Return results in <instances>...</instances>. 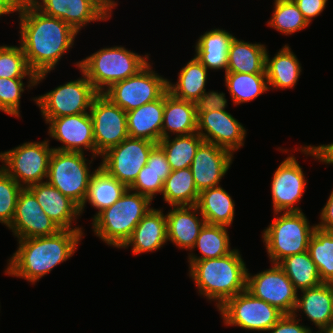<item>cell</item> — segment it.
<instances>
[{
    "label": "cell",
    "instance_id": "obj_52",
    "mask_svg": "<svg viewBox=\"0 0 333 333\" xmlns=\"http://www.w3.org/2000/svg\"><path fill=\"white\" fill-rule=\"evenodd\" d=\"M321 333H333V323L320 330Z\"/></svg>",
    "mask_w": 333,
    "mask_h": 333
},
{
    "label": "cell",
    "instance_id": "obj_28",
    "mask_svg": "<svg viewBox=\"0 0 333 333\" xmlns=\"http://www.w3.org/2000/svg\"><path fill=\"white\" fill-rule=\"evenodd\" d=\"M296 55L288 45H284L277 54L270 59L266 52L265 72L269 90L291 89L297 84L302 69Z\"/></svg>",
    "mask_w": 333,
    "mask_h": 333
},
{
    "label": "cell",
    "instance_id": "obj_50",
    "mask_svg": "<svg viewBox=\"0 0 333 333\" xmlns=\"http://www.w3.org/2000/svg\"><path fill=\"white\" fill-rule=\"evenodd\" d=\"M19 0H0V16L16 12Z\"/></svg>",
    "mask_w": 333,
    "mask_h": 333
},
{
    "label": "cell",
    "instance_id": "obj_8",
    "mask_svg": "<svg viewBox=\"0 0 333 333\" xmlns=\"http://www.w3.org/2000/svg\"><path fill=\"white\" fill-rule=\"evenodd\" d=\"M50 140L25 142L14 149L0 153L1 168L22 188H28L47 179L53 148Z\"/></svg>",
    "mask_w": 333,
    "mask_h": 333
},
{
    "label": "cell",
    "instance_id": "obj_13",
    "mask_svg": "<svg viewBox=\"0 0 333 333\" xmlns=\"http://www.w3.org/2000/svg\"><path fill=\"white\" fill-rule=\"evenodd\" d=\"M93 122L95 157L128 138L127 114L103 93L92 100L89 110Z\"/></svg>",
    "mask_w": 333,
    "mask_h": 333
},
{
    "label": "cell",
    "instance_id": "obj_49",
    "mask_svg": "<svg viewBox=\"0 0 333 333\" xmlns=\"http://www.w3.org/2000/svg\"><path fill=\"white\" fill-rule=\"evenodd\" d=\"M320 221L317 228L325 231L333 232V190L329 198L320 212Z\"/></svg>",
    "mask_w": 333,
    "mask_h": 333
},
{
    "label": "cell",
    "instance_id": "obj_47",
    "mask_svg": "<svg viewBox=\"0 0 333 333\" xmlns=\"http://www.w3.org/2000/svg\"><path fill=\"white\" fill-rule=\"evenodd\" d=\"M304 18L310 24L325 9L328 0H293Z\"/></svg>",
    "mask_w": 333,
    "mask_h": 333
},
{
    "label": "cell",
    "instance_id": "obj_5",
    "mask_svg": "<svg viewBox=\"0 0 333 333\" xmlns=\"http://www.w3.org/2000/svg\"><path fill=\"white\" fill-rule=\"evenodd\" d=\"M149 55H139L123 46L105 47L76 62L97 93L114 83L135 75L147 63Z\"/></svg>",
    "mask_w": 333,
    "mask_h": 333
},
{
    "label": "cell",
    "instance_id": "obj_6",
    "mask_svg": "<svg viewBox=\"0 0 333 333\" xmlns=\"http://www.w3.org/2000/svg\"><path fill=\"white\" fill-rule=\"evenodd\" d=\"M274 213L275 218L263 230L262 240L271 264H279L294 254L308 251V245L316 224L310 226L303 212Z\"/></svg>",
    "mask_w": 333,
    "mask_h": 333
},
{
    "label": "cell",
    "instance_id": "obj_41",
    "mask_svg": "<svg viewBox=\"0 0 333 333\" xmlns=\"http://www.w3.org/2000/svg\"><path fill=\"white\" fill-rule=\"evenodd\" d=\"M23 188L0 167V223L9 226L14 218L17 199Z\"/></svg>",
    "mask_w": 333,
    "mask_h": 333
},
{
    "label": "cell",
    "instance_id": "obj_27",
    "mask_svg": "<svg viewBox=\"0 0 333 333\" xmlns=\"http://www.w3.org/2000/svg\"><path fill=\"white\" fill-rule=\"evenodd\" d=\"M235 36L223 29H213L201 35L195 45V57L209 70L224 69L228 65V51Z\"/></svg>",
    "mask_w": 333,
    "mask_h": 333
},
{
    "label": "cell",
    "instance_id": "obj_1",
    "mask_svg": "<svg viewBox=\"0 0 333 333\" xmlns=\"http://www.w3.org/2000/svg\"><path fill=\"white\" fill-rule=\"evenodd\" d=\"M16 12L20 45L38 85L72 48L78 33L63 20L43 14L29 0H19Z\"/></svg>",
    "mask_w": 333,
    "mask_h": 333
},
{
    "label": "cell",
    "instance_id": "obj_38",
    "mask_svg": "<svg viewBox=\"0 0 333 333\" xmlns=\"http://www.w3.org/2000/svg\"><path fill=\"white\" fill-rule=\"evenodd\" d=\"M308 252L324 283H333V232L316 228L310 238Z\"/></svg>",
    "mask_w": 333,
    "mask_h": 333
},
{
    "label": "cell",
    "instance_id": "obj_32",
    "mask_svg": "<svg viewBox=\"0 0 333 333\" xmlns=\"http://www.w3.org/2000/svg\"><path fill=\"white\" fill-rule=\"evenodd\" d=\"M208 69L194 56L178 73L176 84L168 79V92L179 99L195 102L206 91Z\"/></svg>",
    "mask_w": 333,
    "mask_h": 333
},
{
    "label": "cell",
    "instance_id": "obj_35",
    "mask_svg": "<svg viewBox=\"0 0 333 333\" xmlns=\"http://www.w3.org/2000/svg\"><path fill=\"white\" fill-rule=\"evenodd\" d=\"M225 86L236 105L253 101L269 90L266 73H225Z\"/></svg>",
    "mask_w": 333,
    "mask_h": 333
},
{
    "label": "cell",
    "instance_id": "obj_46",
    "mask_svg": "<svg viewBox=\"0 0 333 333\" xmlns=\"http://www.w3.org/2000/svg\"><path fill=\"white\" fill-rule=\"evenodd\" d=\"M146 165L158 173L163 181L166 180L172 171L163 149L158 144L151 149Z\"/></svg>",
    "mask_w": 333,
    "mask_h": 333
},
{
    "label": "cell",
    "instance_id": "obj_39",
    "mask_svg": "<svg viewBox=\"0 0 333 333\" xmlns=\"http://www.w3.org/2000/svg\"><path fill=\"white\" fill-rule=\"evenodd\" d=\"M27 88L36 86L37 75L30 69L22 46H0V78H25Z\"/></svg>",
    "mask_w": 333,
    "mask_h": 333
},
{
    "label": "cell",
    "instance_id": "obj_19",
    "mask_svg": "<svg viewBox=\"0 0 333 333\" xmlns=\"http://www.w3.org/2000/svg\"><path fill=\"white\" fill-rule=\"evenodd\" d=\"M233 161V154L215 144L203 141L190 165L195 186L199 192L220 185Z\"/></svg>",
    "mask_w": 333,
    "mask_h": 333
},
{
    "label": "cell",
    "instance_id": "obj_24",
    "mask_svg": "<svg viewBox=\"0 0 333 333\" xmlns=\"http://www.w3.org/2000/svg\"><path fill=\"white\" fill-rule=\"evenodd\" d=\"M163 112L164 94L155 101L126 112L129 137L158 143L162 139Z\"/></svg>",
    "mask_w": 333,
    "mask_h": 333
},
{
    "label": "cell",
    "instance_id": "obj_45",
    "mask_svg": "<svg viewBox=\"0 0 333 333\" xmlns=\"http://www.w3.org/2000/svg\"><path fill=\"white\" fill-rule=\"evenodd\" d=\"M297 314H284L268 331L270 333H311L312 329L300 324Z\"/></svg>",
    "mask_w": 333,
    "mask_h": 333
},
{
    "label": "cell",
    "instance_id": "obj_18",
    "mask_svg": "<svg viewBox=\"0 0 333 333\" xmlns=\"http://www.w3.org/2000/svg\"><path fill=\"white\" fill-rule=\"evenodd\" d=\"M197 133L204 141L222 147L233 155L244 146L247 134L243 125L226 110L202 113L197 118Z\"/></svg>",
    "mask_w": 333,
    "mask_h": 333
},
{
    "label": "cell",
    "instance_id": "obj_51",
    "mask_svg": "<svg viewBox=\"0 0 333 333\" xmlns=\"http://www.w3.org/2000/svg\"><path fill=\"white\" fill-rule=\"evenodd\" d=\"M99 7L101 10L111 18L112 9L116 7L118 4L114 0H97Z\"/></svg>",
    "mask_w": 333,
    "mask_h": 333
},
{
    "label": "cell",
    "instance_id": "obj_9",
    "mask_svg": "<svg viewBox=\"0 0 333 333\" xmlns=\"http://www.w3.org/2000/svg\"><path fill=\"white\" fill-rule=\"evenodd\" d=\"M80 72L81 78L66 82L33 99L46 123L52 118L89 112L92 100L98 93L86 75L81 70Z\"/></svg>",
    "mask_w": 333,
    "mask_h": 333
},
{
    "label": "cell",
    "instance_id": "obj_23",
    "mask_svg": "<svg viewBox=\"0 0 333 333\" xmlns=\"http://www.w3.org/2000/svg\"><path fill=\"white\" fill-rule=\"evenodd\" d=\"M167 242L166 215L162 209L151 208L121 248L132 246V253L139 255L157 251Z\"/></svg>",
    "mask_w": 333,
    "mask_h": 333
},
{
    "label": "cell",
    "instance_id": "obj_15",
    "mask_svg": "<svg viewBox=\"0 0 333 333\" xmlns=\"http://www.w3.org/2000/svg\"><path fill=\"white\" fill-rule=\"evenodd\" d=\"M296 157L288 156L273 174L271 193L274 213L302 212L296 205L306 190L307 181Z\"/></svg>",
    "mask_w": 333,
    "mask_h": 333
},
{
    "label": "cell",
    "instance_id": "obj_33",
    "mask_svg": "<svg viewBox=\"0 0 333 333\" xmlns=\"http://www.w3.org/2000/svg\"><path fill=\"white\" fill-rule=\"evenodd\" d=\"M230 238L227 226L205 223L190 252L198 248L201 256L189 253L188 261L220 258L231 253Z\"/></svg>",
    "mask_w": 333,
    "mask_h": 333
},
{
    "label": "cell",
    "instance_id": "obj_44",
    "mask_svg": "<svg viewBox=\"0 0 333 333\" xmlns=\"http://www.w3.org/2000/svg\"><path fill=\"white\" fill-rule=\"evenodd\" d=\"M194 105L198 118L202 113L225 110L227 106V99L225 98V93L223 92L218 93L217 91H205L204 94L194 102Z\"/></svg>",
    "mask_w": 333,
    "mask_h": 333
},
{
    "label": "cell",
    "instance_id": "obj_7",
    "mask_svg": "<svg viewBox=\"0 0 333 333\" xmlns=\"http://www.w3.org/2000/svg\"><path fill=\"white\" fill-rule=\"evenodd\" d=\"M84 155L80 152L53 150L46 179L49 184L69 197L79 207L84 204L89 181L94 173L90 171L88 165L95 157L93 156L90 161Z\"/></svg>",
    "mask_w": 333,
    "mask_h": 333
},
{
    "label": "cell",
    "instance_id": "obj_10",
    "mask_svg": "<svg viewBox=\"0 0 333 333\" xmlns=\"http://www.w3.org/2000/svg\"><path fill=\"white\" fill-rule=\"evenodd\" d=\"M151 66L148 62L135 75L114 83L103 94L125 112L159 99L168 90V79Z\"/></svg>",
    "mask_w": 333,
    "mask_h": 333
},
{
    "label": "cell",
    "instance_id": "obj_30",
    "mask_svg": "<svg viewBox=\"0 0 333 333\" xmlns=\"http://www.w3.org/2000/svg\"><path fill=\"white\" fill-rule=\"evenodd\" d=\"M266 52L264 44H253L234 37L229 46L226 72L266 73Z\"/></svg>",
    "mask_w": 333,
    "mask_h": 333
},
{
    "label": "cell",
    "instance_id": "obj_11",
    "mask_svg": "<svg viewBox=\"0 0 333 333\" xmlns=\"http://www.w3.org/2000/svg\"><path fill=\"white\" fill-rule=\"evenodd\" d=\"M224 325L267 331L284 315L276 307L255 298L248 290L229 298L219 309Z\"/></svg>",
    "mask_w": 333,
    "mask_h": 333
},
{
    "label": "cell",
    "instance_id": "obj_3",
    "mask_svg": "<svg viewBox=\"0 0 333 333\" xmlns=\"http://www.w3.org/2000/svg\"><path fill=\"white\" fill-rule=\"evenodd\" d=\"M188 262L189 277L199 294L216 301L218 309L229 298L246 290L248 269L238 249L220 258Z\"/></svg>",
    "mask_w": 333,
    "mask_h": 333
},
{
    "label": "cell",
    "instance_id": "obj_2",
    "mask_svg": "<svg viewBox=\"0 0 333 333\" xmlns=\"http://www.w3.org/2000/svg\"><path fill=\"white\" fill-rule=\"evenodd\" d=\"M83 233L82 230H59L50 236L17 240L18 249L8 259L5 273L35 284L55 266L73 256Z\"/></svg>",
    "mask_w": 333,
    "mask_h": 333
},
{
    "label": "cell",
    "instance_id": "obj_4",
    "mask_svg": "<svg viewBox=\"0 0 333 333\" xmlns=\"http://www.w3.org/2000/svg\"><path fill=\"white\" fill-rule=\"evenodd\" d=\"M152 201L129 188L112 206L92 218L94 234L109 246L121 248L137 224L153 208Z\"/></svg>",
    "mask_w": 333,
    "mask_h": 333
},
{
    "label": "cell",
    "instance_id": "obj_25",
    "mask_svg": "<svg viewBox=\"0 0 333 333\" xmlns=\"http://www.w3.org/2000/svg\"><path fill=\"white\" fill-rule=\"evenodd\" d=\"M301 293V297H297L293 314L304 312L318 331L332 323L333 283L323 282L316 287L302 290Z\"/></svg>",
    "mask_w": 333,
    "mask_h": 333
},
{
    "label": "cell",
    "instance_id": "obj_31",
    "mask_svg": "<svg viewBox=\"0 0 333 333\" xmlns=\"http://www.w3.org/2000/svg\"><path fill=\"white\" fill-rule=\"evenodd\" d=\"M93 171L86 199L80 207V214L83 213L86 203L89 202L91 206L98 210L97 215L103 209L112 206L128 189L126 185L110 176L100 166Z\"/></svg>",
    "mask_w": 333,
    "mask_h": 333
},
{
    "label": "cell",
    "instance_id": "obj_22",
    "mask_svg": "<svg viewBox=\"0 0 333 333\" xmlns=\"http://www.w3.org/2000/svg\"><path fill=\"white\" fill-rule=\"evenodd\" d=\"M166 214L167 238L178 249L190 251L194 246L200 230L206 223L196 205L171 206Z\"/></svg>",
    "mask_w": 333,
    "mask_h": 333
},
{
    "label": "cell",
    "instance_id": "obj_14",
    "mask_svg": "<svg viewBox=\"0 0 333 333\" xmlns=\"http://www.w3.org/2000/svg\"><path fill=\"white\" fill-rule=\"evenodd\" d=\"M251 275L247 270L246 290L255 298L276 307L283 314H293L298 291L279 264Z\"/></svg>",
    "mask_w": 333,
    "mask_h": 333
},
{
    "label": "cell",
    "instance_id": "obj_43",
    "mask_svg": "<svg viewBox=\"0 0 333 333\" xmlns=\"http://www.w3.org/2000/svg\"><path fill=\"white\" fill-rule=\"evenodd\" d=\"M163 184L164 181L160 178V175L145 165L129 189L147 196L153 201L154 197L157 196L156 194H162Z\"/></svg>",
    "mask_w": 333,
    "mask_h": 333
},
{
    "label": "cell",
    "instance_id": "obj_20",
    "mask_svg": "<svg viewBox=\"0 0 333 333\" xmlns=\"http://www.w3.org/2000/svg\"><path fill=\"white\" fill-rule=\"evenodd\" d=\"M43 14L63 20L77 33L82 27L109 17L101 10L97 0H29Z\"/></svg>",
    "mask_w": 333,
    "mask_h": 333
},
{
    "label": "cell",
    "instance_id": "obj_29",
    "mask_svg": "<svg viewBox=\"0 0 333 333\" xmlns=\"http://www.w3.org/2000/svg\"><path fill=\"white\" fill-rule=\"evenodd\" d=\"M196 206L208 224L229 227L233 223L235 202L220 185L199 192Z\"/></svg>",
    "mask_w": 333,
    "mask_h": 333
},
{
    "label": "cell",
    "instance_id": "obj_16",
    "mask_svg": "<svg viewBox=\"0 0 333 333\" xmlns=\"http://www.w3.org/2000/svg\"><path fill=\"white\" fill-rule=\"evenodd\" d=\"M8 229L18 240L50 236L61 230L43 211L28 188H23L19 193L14 218Z\"/></svg>",
    "mask_w": 333,
    "mask_h": 333
},
{
    "label": "cell",
    "instance_id": "obj_42",
    "mask_svg": "<svg viewBox=\"0 0 333 333\" xmlns=\"http://www.w3.org/2000/svg\"><path fill=\"white\" fill-rule=\"evenodd\" d=\"M24 78H0V110L20 117V98L24 92Z\"/></svg>",
    "mask_w": 333,
    "mask_h": 333
},
{
    "label": "cell",
    "instance_id": "obj_26",
    "mask_svg": "<svg viewBox=\"0 0 333 333\" xmlns=\"http://www.w3.org/2000/svg\"><path fill=\"white\" fill-rule=\"evenodd\" d=\"M188 135L197 132V113L194 102L179 99L168 90L164 93V112L162 124V139Z\"/></svg>",
    "mask_w": 333,
    "mask_h": 333
},
{
    "label": "cell",
    "instance_id": "obj_17",
    "mask_svg": "<svg viewBox=\"0 0 333 333\" xmlns=\"http://www.w3.org/2000/svg\"><path fill=\"white\" fill-rule=\"evenodd\" d=\"M47 124L49 136L63 144L54 150L80 153L90 150L95 157L93 122L89 112L52 118Z\"/></svg>",
    "mask_w": 333,
    "mask_h": 333
},
{
    "label": "cell",
    "instance_id": "obj_37",
    "mask_svg": "<svg viewBox=\"0 0 333 333\" xmlns=\"http://www.w3.org/2000/svg\"><path fill=\"white\" fill-rule=\"evenodd\" d=\"M279 265L297 291L313 288L323 283L308 251L288 256Z\"/></svg>",
    "mask_w": 333,
    "mask_h": 333
},
{
    "label": "cell",
    "instance_id": "obj_48",
    "mask_svg": "<svg viewBox=\"0 0 333 333\" xmlns=\"http://www.w3.org/2000/svg\"><path fill=\"white\" fill-rule=\"evenodd\" d=\"M299 150L306 155H310L313 158H316L322 163L330 165L333 164V143L325 145L321 144L318 146L305 145L301 146Z\"/></svg>",
    "mask_w": 333,
    "mask_h": 333
},
{
    "label": "cell",
    "instance_id": "obj_40",
    "mask_svg": "<svg viewBox=\"0 0 333 333\" xmlns=\"http://www.w3.org/2000/svg\"><path fill=\"white\" fill-rule=\"evenodd\" d=\"M273 14L267 25L285 35L301 31L309 26L293 0H274Z\"/></svg>",
    "mask_w": 333,
    "mask_h": 333
},
{
    "label": "cell",
    "instance_id": "obj_21",
    "mask_svg": "<svg viewBox=\"0 0 333 333\" xmlns=\"http://www.w3.org/2000/svg\"><path fill=\"white\" fill-rule=\"evenodd\" d=\"M28 189L34 194L37 202L48 217L61 230H83L81 227H73L72 221L80 216V207L69 197L63 195L58 189L47 181L34 184ZM72 226V228H71Z\"/></svg>",
    "mask_w": 333,
    "mask_h": 333
},
{
    "label": "cell",
    "instance_id": "obj_34",
    "mask_svg": "<svg viewBox=\"0 0 333 333\" xmlns=\"http://www.w3.org/2000/svg\"><path fill=\"white\" fill-rule=\"evenodd\" d=\"M163 199L169 206L196 205L199 191L189 167L171 171L162 189Z\"/></svg>",
    "mask_w": 333,
    "mask_h": 333
},
{
    "label": "cell",
    "instance_id": "obj_36",
    "mask_svg": "<svg viewBox=\"0 0 333 333\" xmlns=\"http://www.w3.org/2000/svg\"><path fill=\"white\" fill-rule=\"evenodd\" d=\"M204 139L197 133L163 138L157 144L163 149L171 170L190 167L199 145Z\"/></svg>",
    "mask_w": 333,
    "mask_h": 333
},
{
    "label": "cell",
    "instance_id": "obj_53",
    "mask_svg": "<svg viewBox=\"0 0 333 333\" xmlns=\"http://www.w3.org/2000/svg\"><path fill=\"white\" fill-rule=\"evenodd\" d=\"M332 323H333V305H332Z\"/></svg>",
    "mask_w": 333,
    "mask_h": 333
},
{
    "label": "cell",
    "instance_id": "obj_12",
    "mask_svg": "<svg viewBox=\"0 0 333 333\" xmlns=\"http://www.w3.org/2000/svg\"><path fill=\"white\" fill-rule=\"evenodd\" d=\"M156 144L146 139L128 137L101 155L100 167L129 188L147 164L150 151Z\"/></svg>",
    "mask_w": 333,
    "mask_h": 333
}]
</instances>
